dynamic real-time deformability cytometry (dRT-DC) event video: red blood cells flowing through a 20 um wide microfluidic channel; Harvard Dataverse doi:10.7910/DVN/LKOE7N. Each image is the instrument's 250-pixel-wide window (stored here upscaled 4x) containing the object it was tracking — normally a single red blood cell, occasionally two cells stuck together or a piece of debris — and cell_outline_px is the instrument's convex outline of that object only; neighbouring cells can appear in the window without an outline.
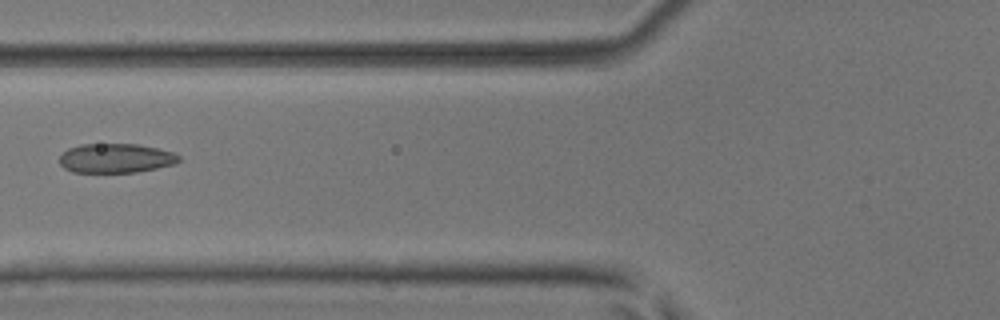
{"species": "common noctule bat (a hibernating species)", "species_latin": "Nyctalus noctula", "temperature_condition": "room temperature", "stored_images_in_passage": 2, "camera_frame_rate_fps": 3000, "um_per_image_px": 0.085, "animal": {"sex": "male", "body_mass_g": 17.9, "forearm_length_mm": 54.2}, "frame": {"image": 1, "passage_image": 2, "time_ms": 0.333, "image_size_px": [1000, 320], "cell_outline_px": [[180, 160], [176, 164], [136, 172], [72, 172], [64, 168], [60, 164], [60, 156], [68, 148], [80, 144], [136, 144], [160, 148], [172, 152], [180, 156]], "centroid_in_image_um": [9.85, 13.44], "position_along_channel_um": 115.9, "area_um2": 20.46}}